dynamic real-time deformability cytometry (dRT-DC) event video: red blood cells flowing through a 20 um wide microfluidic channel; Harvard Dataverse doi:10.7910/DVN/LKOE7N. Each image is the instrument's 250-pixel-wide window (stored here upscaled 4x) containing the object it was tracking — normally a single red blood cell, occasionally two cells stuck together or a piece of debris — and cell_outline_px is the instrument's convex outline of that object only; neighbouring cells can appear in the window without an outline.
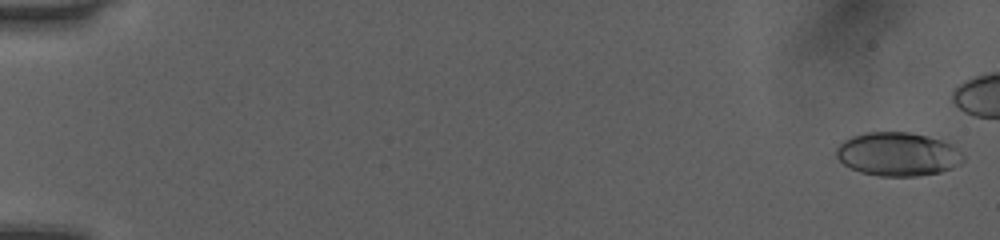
{"species": "human", "species_latin": "Homo sapiens", "temperature_condition": "room temperature", "stored_images_in_passage": 45, "camera_frame_rate_fps": 3000, "um_per_image_px": 0.085, "donor": {"sex": "female"}, "frame": {"image": 1, "passage_image": 1, "time_ms": 0.0, "image_size_px": [1000, 240], "cell_outline_px": [[964, 160], [960, 164], [952, 168], [940, 172], [916, 176], [880, 176], [860, 172], [844, 164], [836, 156], [836, 148], [844, 140], [852, 136], [864, 132], [908, 132], [928, 136], [952, 144], [964, 156]], "centroid_in_image_um": [76.31, 13.1], "position_along_channel_um": 8.7, "area_um2": 32.25}}
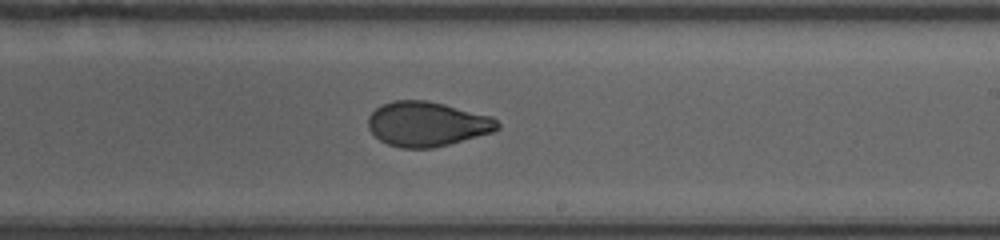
{"frame": {"image": 2, "passage_image": 32, "time_ms": 10.333, "image_size_px": [1000, 240], "cell_outline_px": [[500, 128], [492, 132], [448, 144], [432, 148], [400, 148], [388, 144], [380, 140], [368, 128], [368, 116], [380, 104], [392, 100], [428, 100], [492, 116], [500, 124]], "centroid_in_image_um": [36.28, 10.53], "position_along_channel_um": 252.7, "area_um2": 33.7}}
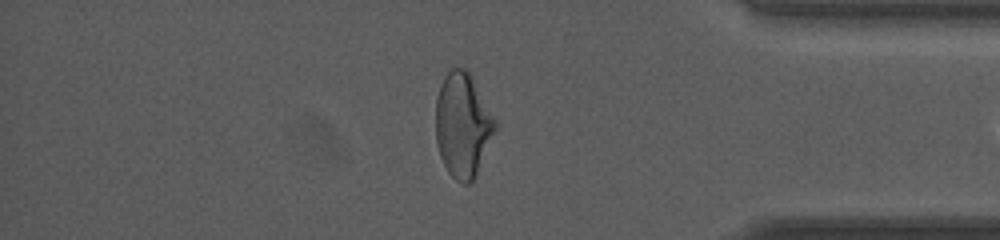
{"frame": {"image": 3, "passage_image": 44, "time_ms": 14.333, "image_size_px": [1000, 240], "cell_outline_px": [[496, 128], [476, 172], [472, 180], [468, 184], [464, 184], [456, 180], [448, 172], [440, 156], [436, 144], [436, 96], [448, 72], [452, 68], [464, 68], [472, 76], [496, 120]], "centroid_in_image_um": [39.32, 10.62], "position_along_channel_um": 395.9, "area_um2": 35.49}}